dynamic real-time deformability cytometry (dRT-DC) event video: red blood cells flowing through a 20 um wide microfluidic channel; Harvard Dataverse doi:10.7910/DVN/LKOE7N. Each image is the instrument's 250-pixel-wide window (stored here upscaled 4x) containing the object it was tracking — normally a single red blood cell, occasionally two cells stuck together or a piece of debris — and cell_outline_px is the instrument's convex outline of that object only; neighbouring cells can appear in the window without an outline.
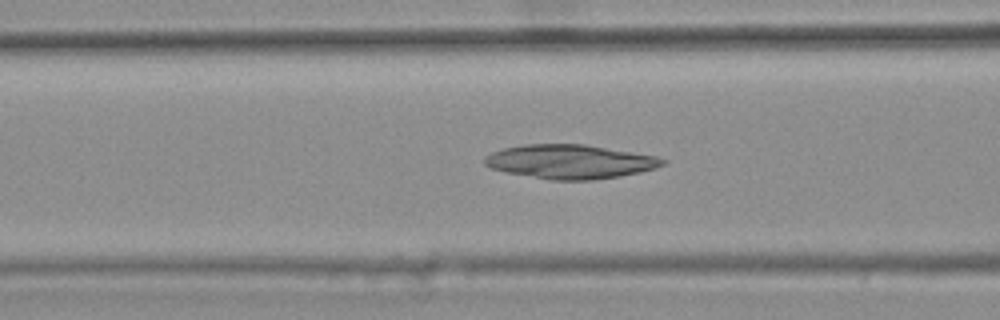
{"species": "common noctule bat (a hibernating species)", "species_latin": "Nyctalus noctula", "temperature_condition": "warm", "stored_images_in_passage": 47, "camera_frame_rate_fps": 3000, "um_per_image_px": 0.085, "animal": {"sex": "female", "body_mass_g": 25.1}, "frame": {"image": 1, "passage_image": 21, "time_ms": 6.667, "image_size_px": [1000, 320], "cell_outline_px": [[668, 160], [664, 164], [656, 168], [640, 172], [620, 176], [592, 180], [552, 180], [504, 172], [488, 168], [484, 164], [484, 156], [492, 152], [504, 148], [524, 144], [584, 144], [656, 156]], "centroid_in_image_um": [48.43, 13.74], "position_along_channel_um": 118.2, "area_um2": 35.43}}
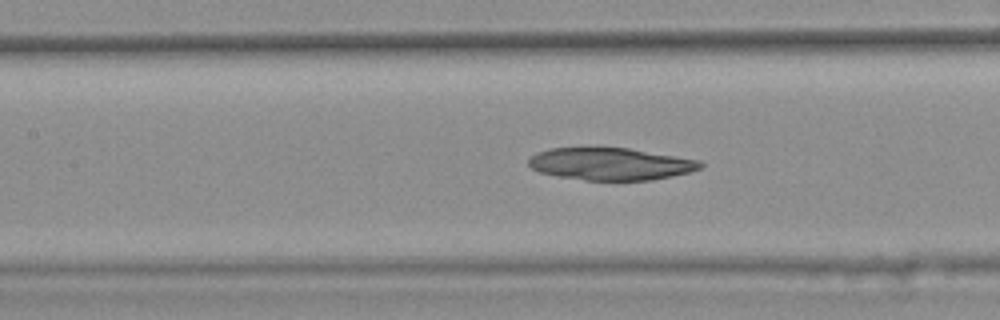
{"frame": {"image": 2, "passage_image": 24, "time_ms": 7.667, "image_size_px": [1000, 320], "cell_outline_px": [[704, 164], [700, 168], [688, 172], [672, 176], [652, 180], [584, 180], [556, 176], [540, 172], [532, 168], [528, 164], [528, 160], [536, 152], [552, 148], [628, 148], [700, 160]], "centroid_in_image_um": [51.89, 13.94], "position_along_channel_um": 155.5, "area_um2": 32.14}}
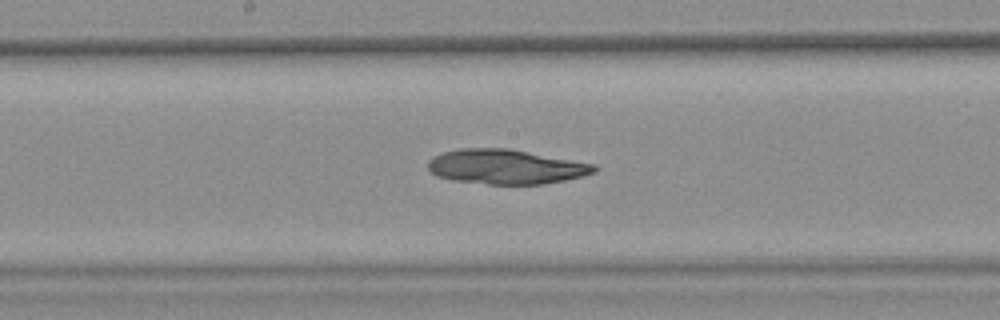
{"frame": {"image": 3, "passage_image": 28, "time_ms": 9.0, "image_size_px": [1000, 320], "cell_outline_px": [[600, 168], [596, 172], [584, 176], [544, 184], [488, 184], [452, 180], [436, 176], [428, 168], [428, 160], [432, 156], [444, 152], [460, 148], [508, 148], [596, 164]], "centroid_in_image_um": [43.02, 14.17], "position_along_channel_um": 205.2, "area_um2": 33.76}}